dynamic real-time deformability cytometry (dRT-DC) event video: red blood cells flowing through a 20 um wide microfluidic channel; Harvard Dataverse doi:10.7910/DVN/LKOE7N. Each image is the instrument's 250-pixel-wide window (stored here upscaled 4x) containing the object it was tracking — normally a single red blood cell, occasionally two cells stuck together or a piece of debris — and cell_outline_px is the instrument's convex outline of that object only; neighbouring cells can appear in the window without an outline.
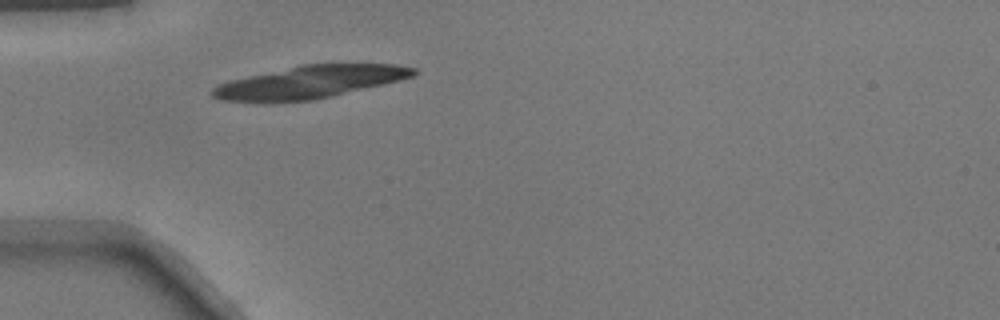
{"species": "common noctule bat (a hibernating species)", "species_latin": "Nyctalus noctula", "temperature_condition": "warm", "stored_images_in_passage": 35, "camera_frame_rate_fps": 3000, "um_per_image_px": 0.085, "animal": {"sex": "male", "body_mass_g": 17.9}, "frame": {"image": 1, "passage_image": 1, "time_ms": 0.0, "image_size_px": [1000, 320], "cell_outline_px": [[416, 72], [412, 76], [400, 80], [332, 96], [312, 100], [272, 104], [220, 100], [212, 96], [208, 92], [212, 88], [220, 84], [232, 80], [300, 64], [396, 64], [416, 68]], "centroid_in_image_um": [26.25, 7.0], "position_along_channel_um": 58.7, "area_um2": 38.49}}
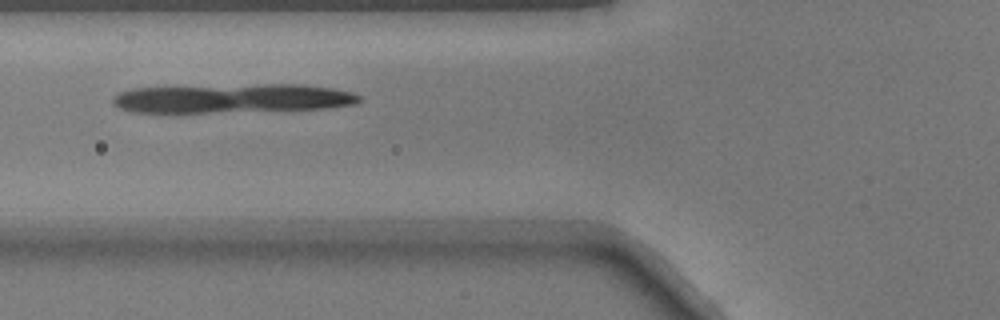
{"frame": {"image": 2, "passage_image": 5, "time_ms": 1.333, "image_size_px": [1000, 320], "cell_outline_px": [[360, 100], [356, 104], [328, 108], [208, 112], [128, 112], [112, 104], [112, 96], [116, 92], [132, 88], [264, 84], [304, 84], [336, 88], [352, 92], [360, 96]], "centroid_in_image_um": [19.74, 8.35], "position_along_channel_um": 106.1, "area_um2": 41.85}}
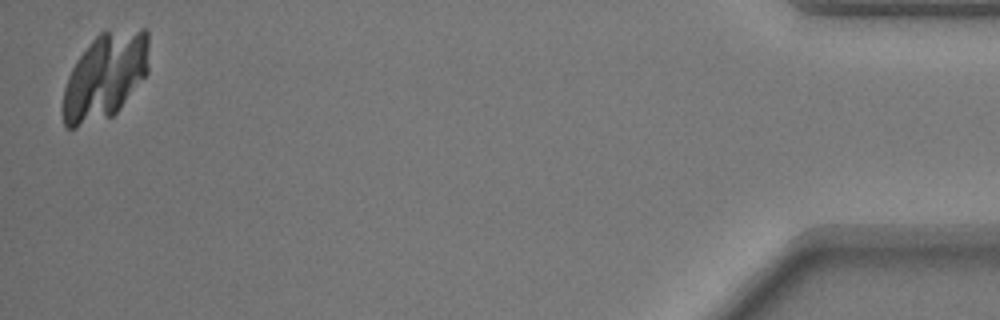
{"frame": {"image": 3, "passage_image": 35, "time_ms": 11.333, "image_size_px": [1000, 320], "cell_outline_px": [[148, 72], [116, 112], [112, 116], [76, 128], [64, 128], [60, 108], [64, 88], [68, 76], [76, 60], [88, 44], [100, 32], [140, 28], [148, 28]], "centroid_in_image_um": [8.89, 6.49], "position_along_channel_um": 426.3, "area_um2": 43.58}}